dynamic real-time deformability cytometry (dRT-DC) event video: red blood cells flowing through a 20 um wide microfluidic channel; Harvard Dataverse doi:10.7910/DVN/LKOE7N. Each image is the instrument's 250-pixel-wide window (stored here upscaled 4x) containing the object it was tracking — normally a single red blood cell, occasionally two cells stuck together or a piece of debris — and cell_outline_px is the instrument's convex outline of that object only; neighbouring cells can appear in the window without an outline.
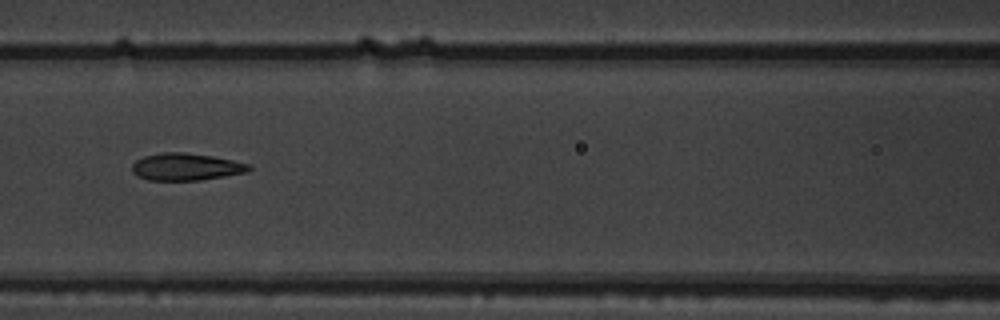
{"species": "common noctule bat (a hibernating species)", "species_latin": "Nyctalus noctula", "temperature_condition": "warm", "stored_images_in_passage": 9, "camera_frame_rate_fps": 3000, "um_per_image_px": 0.085, "animal": {"sex": "male", "body_mass_g": 19.5, "forearm_length_mm": 54.6}, "frame": {"image": 1, "passage_image": 7, "time_ms": 2.0, "image_size_px": [1000, 320], "cell_outline_px": [[252, 168], [248, 172], [200, 180], [148, 180], [136, 176], [132, 172], [132, 164], [136, 160], [144, 156], [160, 152], [184, 152], [212, 156], [232, 160], [248, 164]], "centroid_in_image_um": [15.77, 14.18], "position_along_channel_um": 150.8, "area_um2": 18.55}}
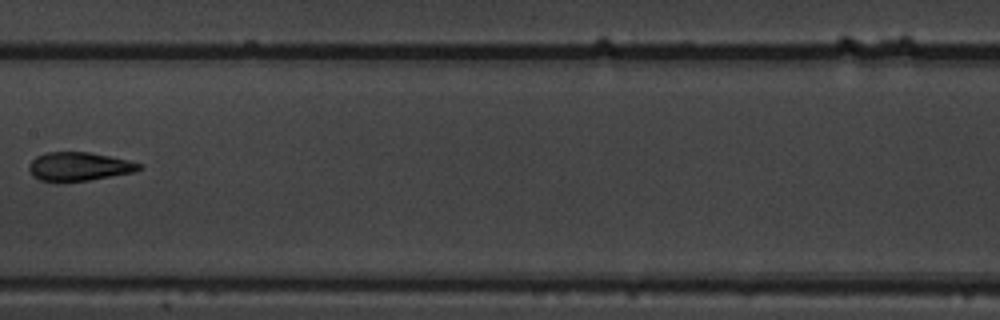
{"frame": {"image": 2, "passage_image": 8, "time_ms": 2.333, "image_size_px": [1000, 320], "cell_outline_px": [[144, 164], [140, 168], [132, 172], [88, 180], [60, 184], [56, 184], [40, 180], [32, 176], [28, 168], [28, 164], [36, 156], [44, 152], [88, 152], [128, 160]], "centroid_in_image_um": [6.62, 14.18], "position_along_channel_um": 200.8, "area_um2": 18.73}}
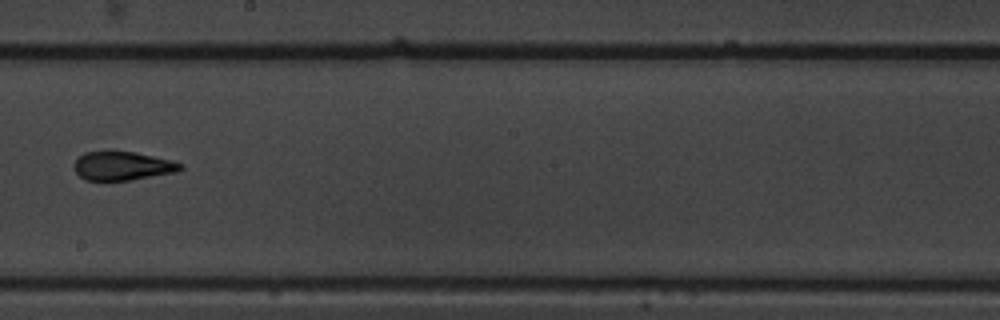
{"frame": {"image": 3, "passage_image": 9, "time_ms": 2.667, "image_size_px": [1000, 320], "cell_outline_px": [[184, 168], [176, 172], [128, 180], [84, 180], [76, 172], [72, 164], [84, 152], [136, 152], [172, 160], [184, 164]], "centroid_in_image_um": [10.43, 14.1], "position_along_channel_um": 237.8, "area_um2": 17.69}}